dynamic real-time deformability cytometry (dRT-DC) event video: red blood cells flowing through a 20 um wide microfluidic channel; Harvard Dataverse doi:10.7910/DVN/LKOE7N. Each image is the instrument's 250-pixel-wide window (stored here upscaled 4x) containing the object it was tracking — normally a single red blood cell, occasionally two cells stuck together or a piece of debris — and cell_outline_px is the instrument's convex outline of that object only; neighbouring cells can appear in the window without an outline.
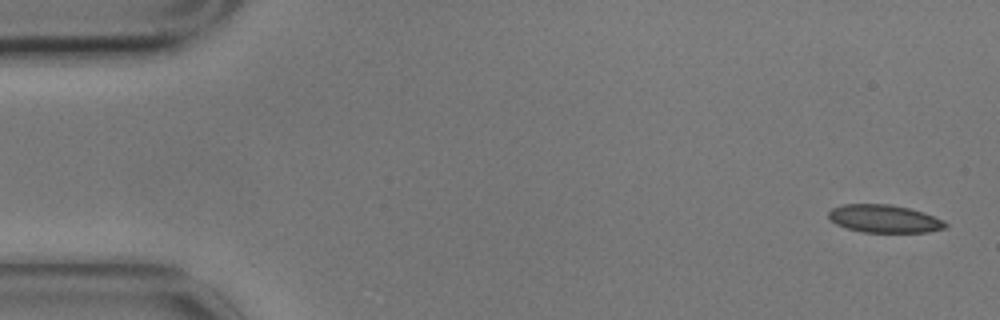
{"species": "common noctule bat (a hibernating species)", "species_latin": "Nyctalus noctula", "temperature_condition": "cold", "stored_images_in_passage": 5, "camera_frame_rate_fps": 3000, "um_per_image_px": 0.085, "animal": {"sex": "male", "body_mass_g": 17.9}, "frame": {"image": 1, "passage_image": 1, "time_ms": 0.0, "image_size_px": [1000, 320], "cell_outline_px": [[948, 228], [928, 232], [864, 232], [848, 228], [836, 224], [828, 216], [828, 212], [832, 208], [844, 204], [892, 204], [924, 212], [944, 220], [948, 224]], "centroid_in_image_um": [75.21, 18.59], "position_along_channel_um": 9.8, "area_um2": 19.02}}
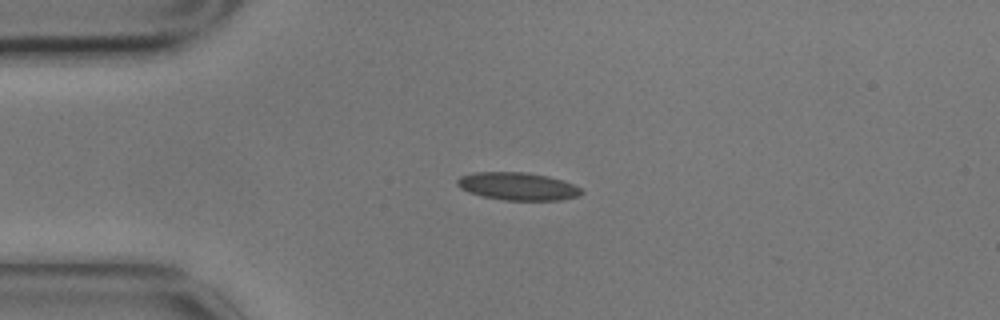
{"frame": {"image": 2, "passage_image": 4, "time_ms": 1.0, "image_size_px": [1000, 320], "cell_outline_px": [[584, 192], [580, 196], [560, 200], [504, 200], [484, 196], [468, 192], [460, 188], [456, 184], [456, 180], [460, 176], [472, 172], [528, 172], [548, 176], [572, 184], [580, 188]], "centroid_in_image_um": [43.99, 15.83], "position_along_channel_um": 41.0, "area_um2": 20.11}}